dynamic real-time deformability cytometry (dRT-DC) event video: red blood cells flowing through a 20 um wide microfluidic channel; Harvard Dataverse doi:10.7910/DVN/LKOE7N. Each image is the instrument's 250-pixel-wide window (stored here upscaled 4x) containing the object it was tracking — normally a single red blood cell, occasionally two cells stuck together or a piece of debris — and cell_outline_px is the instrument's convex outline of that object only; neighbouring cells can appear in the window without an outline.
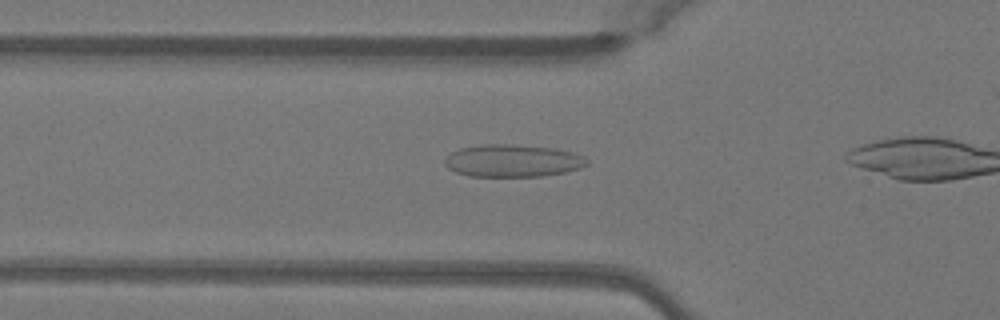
{"species": "Egyptian fruit bat (a non-hibernating species)", "species_latin": "Rousettus aegyptiacus", "temperature_condition": "warm", "stored_images_in_passage": 18, "camera_frame_rate_fps": 3000, "um_per_image_px": 0.085, "animal": {"sex": "female"}, "frame": {"image": 1, "passage_image": 13, "time_ms": 4.0, "image_size_px": [1000, 320], "cell_outline_px": [[588, 164], [580, 168], [564, 172], [540, 176], [468, 176], [456, 172], [448, 168], [444, 164], [444, 160], [452, 152], [460, 148], [484, 144], [508, 144], [556, 148], [572, 152], [584, 156], [588, 160]], "centroid_in_image_um": [43.58, 13.66], "position_along_channel_um": 82.2, "area_um2": 26.82}}
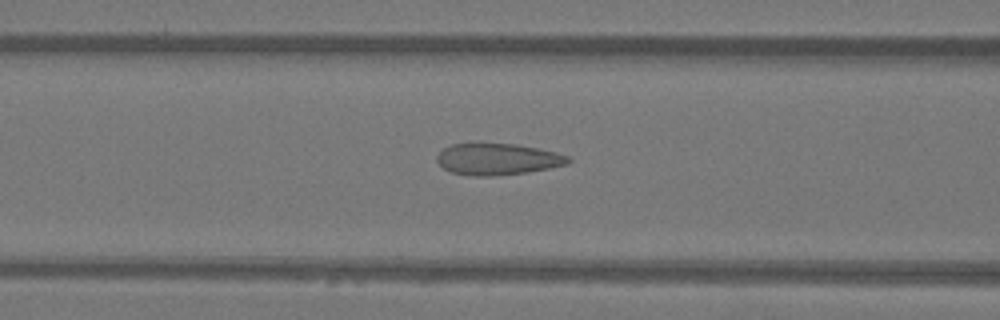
{"frame": {"image": 2, "passage_image": 16, "time_ms": 5.0, "image_size_px": [1000, 320], "cell_outline_px": [[572, 160], [568, 164], [528, 172], [492, 176], [472, 176], [452, 172], [444, 168], [436, 160], [436, 156], [444, 148], [452, 144], [472, 140], [516, 144], [556, 152], [568, 156]], "centroid_in_image_um": [42.25, 13.48], "position_along_channel_um": 124.4, "area_um2": 24.8}}